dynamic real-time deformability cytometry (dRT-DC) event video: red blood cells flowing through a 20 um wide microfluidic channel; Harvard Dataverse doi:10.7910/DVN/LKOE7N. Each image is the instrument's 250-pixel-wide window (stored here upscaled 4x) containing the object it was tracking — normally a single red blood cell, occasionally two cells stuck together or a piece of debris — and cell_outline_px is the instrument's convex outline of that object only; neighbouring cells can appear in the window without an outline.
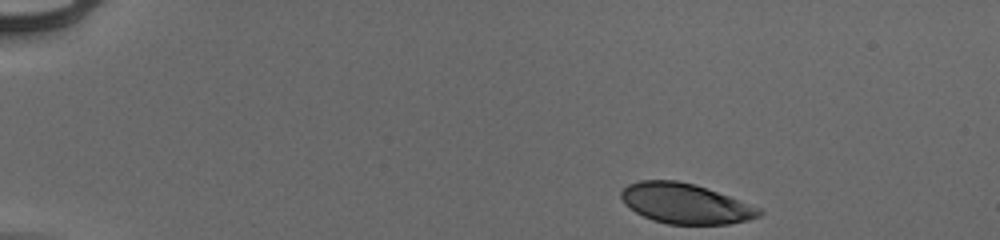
{"species": "human", "species_latin": "Homo sapiens", "temperature_condition": "cold", "stored_images_in_passage": 46, "camera_frame_rate_fps": 3000, "um_per_image_px": 0.085, "donor": {"sex": "male"}, "frame": {"image": 1, "passage_image": 1, "time_ms": 0.0, "image_size_px": [1000, 240], "cell_outline_px": [[764, 212], [760, 216], [748, 220], [728, 224], [668, 224], [652, 220], [636, 212], [624, 204], [620, 196], [620, 192], [628, 184], [640, 180], [676, 180], [696, 184], [760, 208]], "centroid_in_image_um": [58.24, 17.3], "position_along_channel_um": 26.8, "area_um2": 32.25}}
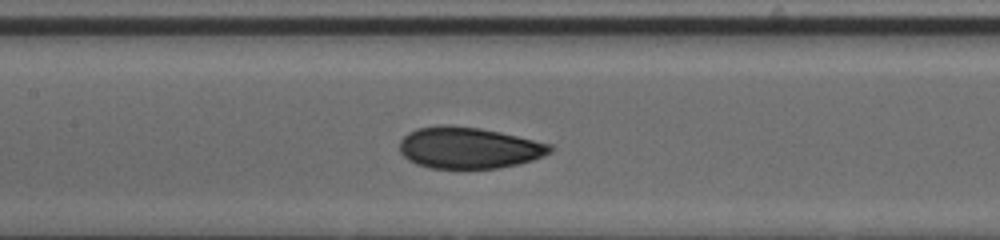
{"frame": {"image": 2, "passage_image": 20, "time_ms": 6.333, "image_size_px": [1000, 240], "cell_outline_px": [[552, 152], [544, 156], [532, 160], [500, 168], [428, 168], [416, 164], [408, 160], [400, 152], [400, 140], [408, 132], [416, 128], [444, 124], [448, 124], [480, 128], [500, 132], [552, 144]], "centroid_in_image_um": [39.83, 12.56], "position_along_channel_um": 167.6, "area_um2": 36.47}}
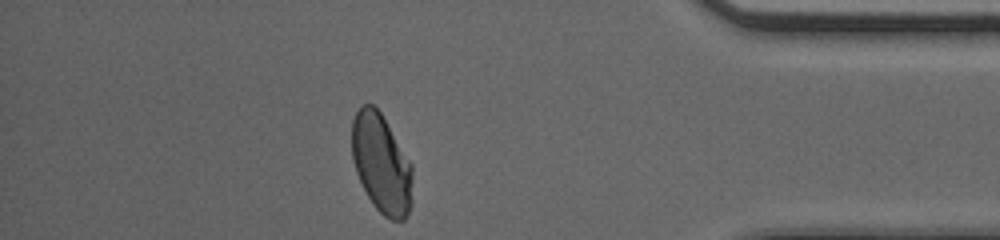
{"frame": {"image": 3, "passage_image": 40, "time_ms": 13.0, "image_size_px": [1000, 240], "cell_outline_px": [[412, 204], [404, 220], [392, 220], [384, 216], [372, 204], [356, 172], [352, 156], [352, 120], [360, 104], [372, 104], [380, 112], [412, 164]], "centroid_in_image_um": [32.42, 13.91], "position_along_channel_um": 402.8, "area_um2": 34.97}, "authors_computed_cell_mechanics": {"area_um2": 35.7204, "velocity_mm_per_s": 3.9488, "shape_relaxation_time_tau1_ms": 3.1339, "shape_relaxation_time_tau2_ms": 0.8009, "deformation_change_tau1": 0.1223, "deformation_change_tau2": 0.046}}